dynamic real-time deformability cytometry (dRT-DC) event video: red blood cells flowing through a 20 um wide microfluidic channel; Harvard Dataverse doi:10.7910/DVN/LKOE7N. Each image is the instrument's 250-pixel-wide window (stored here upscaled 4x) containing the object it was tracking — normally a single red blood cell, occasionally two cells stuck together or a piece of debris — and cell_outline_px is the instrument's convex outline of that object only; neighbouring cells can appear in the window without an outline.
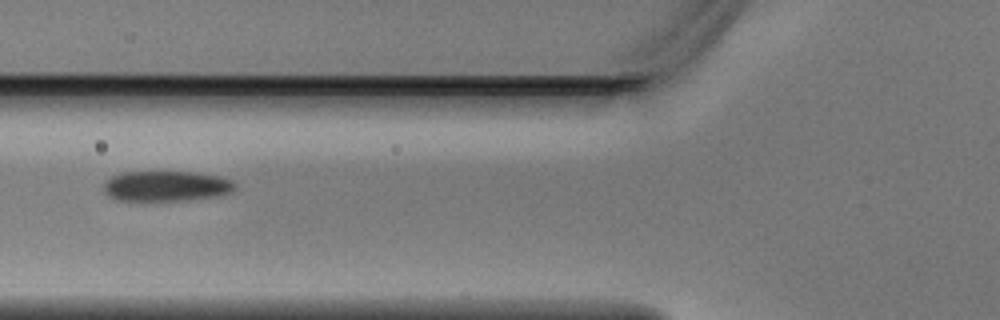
{"species": "Egyptian fruit bat (a non-hibernating species)", "species_latin": "Rousettus aegyptiacus", "temperature_condition": "warm", "stored_images_in_passage": 2, "camera_frame_rate_fps": 3000, "um_per_image_px": 0.085, "animal": {"sex": "male"}, "frame": {"image": 1, "passage_image": 2, "time_ms": 0.333, "image_size_px": [1000, 320], "cell_outline_px": [[236, 188], [232, 192], [216, 196], [188, 200], [116, 200], [108, 196], [104, 192], [104, 184], [112, 176], [124, 172], [192, 172], [220, 176], [232, 180], [236, 184]], "centroid_in_image_um": [14.16, 15.82], "position_along_channel_um": 111.6, "area_um2": 23.18}}